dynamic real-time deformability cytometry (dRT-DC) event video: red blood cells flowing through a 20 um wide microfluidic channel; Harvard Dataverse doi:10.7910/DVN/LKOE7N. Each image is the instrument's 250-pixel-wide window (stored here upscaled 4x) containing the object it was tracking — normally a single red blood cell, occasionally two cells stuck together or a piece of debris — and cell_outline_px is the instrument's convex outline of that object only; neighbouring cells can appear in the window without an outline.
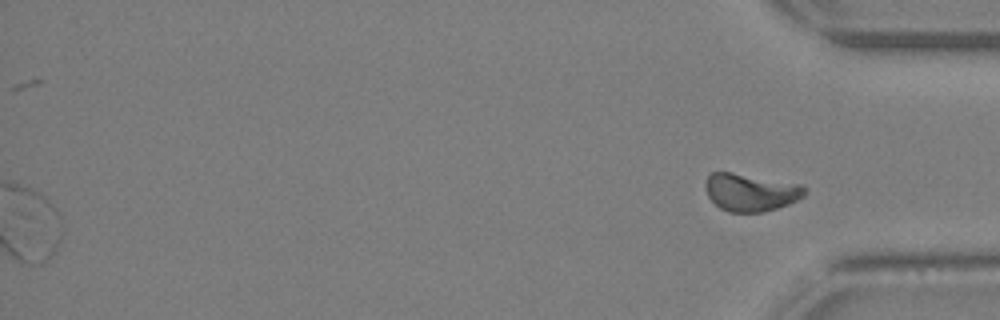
{"species": "Egyptian fruit bat (a non-hibernating species)", "species_latin": "Rousettus aegyptiacus", "temperature_condition": "warm", "stored_images_in_passage": 28, "segment_of_instrument_passage": [2, 2], "camera_frame_rate_fps": 3000, "um_per_image_px": 0.085, "animal": {"sex": "female"}, "frame": {"image": 1, "passage_image": 28, "time_ms": 9.0, "image_size_px": [1000, 320], "cell_outline_px": [[804, 196], [788, 204], [764, 212], [728, 212], [720, 208], [708, 196], [704, 188], [704, 184], [708, 176], [712, 172], [732, 172], [804, 184]], "centroid_in_image_um": [63.79, 16.33], "position_along_channel_um": 371.4, "area_um2": 21.85}}